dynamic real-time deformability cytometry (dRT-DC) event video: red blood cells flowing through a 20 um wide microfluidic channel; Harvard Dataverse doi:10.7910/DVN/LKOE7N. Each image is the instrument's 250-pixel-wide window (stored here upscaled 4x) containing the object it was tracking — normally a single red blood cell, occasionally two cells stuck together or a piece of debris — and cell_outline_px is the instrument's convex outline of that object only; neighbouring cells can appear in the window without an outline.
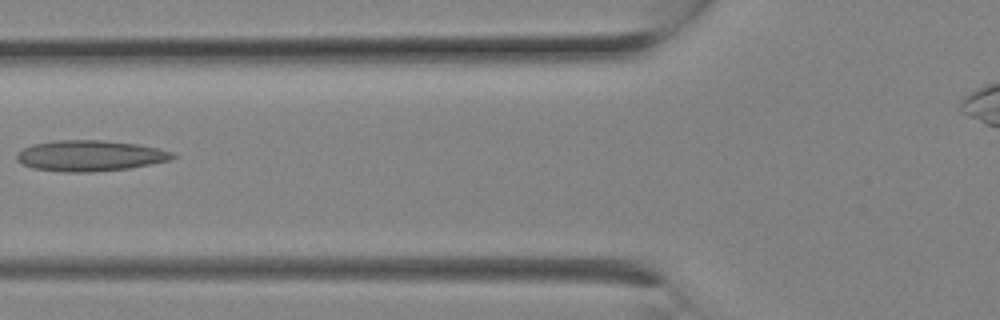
{"species": "Egyptian fruit bat (a non-hibernating species)", "species_latin": "Rousettus aegyptiacus", "temperature_condition": "room temperature", "stored_images_in_passage": 4, "camera_frame_rate_fps": 3000, "um_per_image_px": 0.085, "animal": {"sex": "female"}, "frame": {"image": 1, "passage_image": 3, "time_ms": 0.667, "image_size_px": [1000, 320], "cell_outline_px": [[180, 156], [172, 160], [152, 164], [128, 168], [92, 172], [64, 172], [32, 168], [20, 164], [16, 160], [16, 152], [32, 144], [56, 140], [104, 140], [136, 144], [176, 152]], "centroid_in_image_um": [7.67, 13.24], "position_along_channel_um": 118.1, "area_um2": 28.38}}